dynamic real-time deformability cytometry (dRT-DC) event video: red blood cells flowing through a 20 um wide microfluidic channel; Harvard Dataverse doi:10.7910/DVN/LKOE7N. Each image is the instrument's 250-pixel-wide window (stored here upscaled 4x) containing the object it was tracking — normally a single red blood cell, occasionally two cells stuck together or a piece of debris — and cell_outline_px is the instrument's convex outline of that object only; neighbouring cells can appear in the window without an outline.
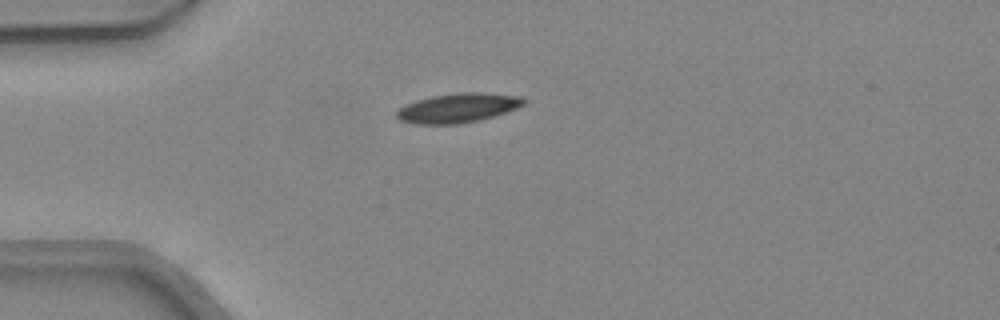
{"species": "common noctule bat (a hibernating species)", "species_latin": "Nyctalus noctula", "temperature_condition": "warm", "stored_images_in_passage": 8, "camera_frame_rate_fps": 3000, "um_per_image_px": 0.085, "animal": {"sex": "female", "body_mass_g": 24.6, "forearm_length_mm": 56.2}, "frame": {"image": 1, "passage_image": 1, "time_ms": 0.0, "image_size_px": [1000, 320], "cell_outline_px": [[528, 100], [524, 104], [516, 108], [480, 120], [456, 124], [412, 124], [400, 120], [396, 116], [396, 112], [404, 104], [416, 100], [432, 96], [460, 92], [480, 92], [520, 96]], "centroid_in_image_um": [38.9, 9.17], "position_along_channel_um": 46.1, "area_um2": 21.73}}